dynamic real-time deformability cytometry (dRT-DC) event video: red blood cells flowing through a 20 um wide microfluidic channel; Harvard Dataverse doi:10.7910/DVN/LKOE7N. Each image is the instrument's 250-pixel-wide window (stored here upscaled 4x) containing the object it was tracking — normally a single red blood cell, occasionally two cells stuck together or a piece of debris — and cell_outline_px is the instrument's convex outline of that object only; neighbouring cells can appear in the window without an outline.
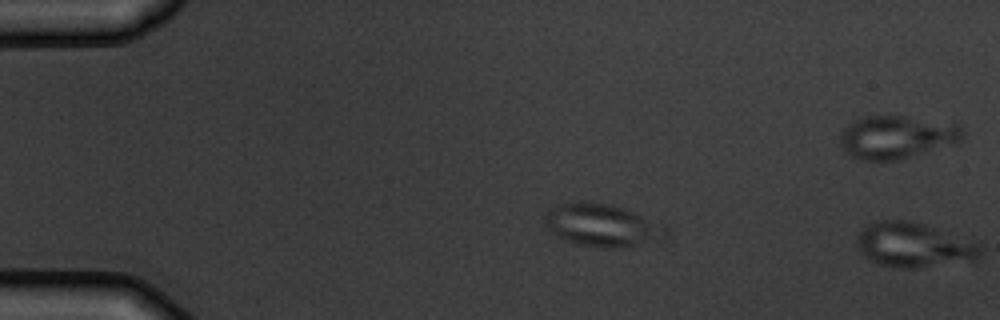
{"species": "common noctule bat (a hibernating species)", "species_latin": "Nyctalus noctula", "temperature_condition": "warm", "stored_images_in_passage": 9, "camera_frame_rate_fps": 3000, "um_per_image_px": 0.085, "animal": {"sex": "male", "body_mass_g": 19.5, "forearm_length_mm": 54.6}, "frame": {"image": 1, "passage_image": 1, "time_ms": 0.0, "image_size_px": [1000, 320], "cell_outline_px": [[980, 256], [976, 260], [916, 268], [904, 268], [880, 264], [864, 256], [856, 248], [856, 236], [860, 228], [868, 224], [880, 220], [908, 220], [924, 224], [936, 228], [980, 244]], "centroid_in_image_um": [77.62, 20.81], "position_along_channel_um": 7.4, "area_um2": 32.08}}